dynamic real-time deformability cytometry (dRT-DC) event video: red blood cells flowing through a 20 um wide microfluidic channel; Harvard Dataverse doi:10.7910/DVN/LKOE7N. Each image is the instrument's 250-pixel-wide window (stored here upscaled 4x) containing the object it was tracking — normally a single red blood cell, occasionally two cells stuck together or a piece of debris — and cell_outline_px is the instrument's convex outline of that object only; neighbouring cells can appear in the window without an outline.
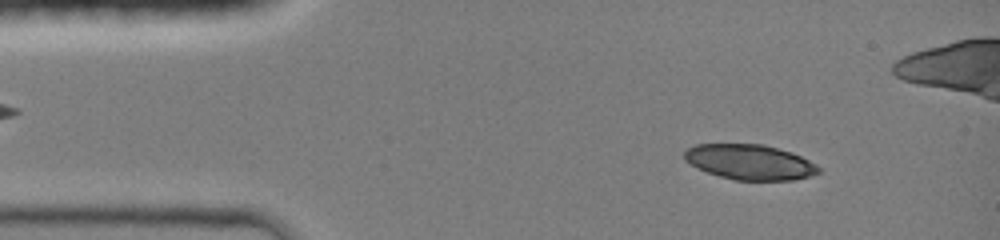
{"species": "common noctule bat (a hibernating species)", "species_latin": "Nyctalus noctula", "temperature_condition": "room temperature", "stored_images_in_passage": 51, "camera_frame_rate_fps": 3000, "um_per_image_px": 0.085, "animal": {"sex": "female", "body_mass_g": 19.0, "forearm_length_mm": 51.5}, "frame": {"image": 1, "passage_image": 9, "time_ms": 1.667, "image_size_px": [1000, 240], "cell_outline_px": [[820, 172], [808, 176], [792, 180], [736, 180], [720, 176], [708, 172], [684, 160], [684, 152], [688, 148], [696, 144], [764, 144], [792, 152], [816, 164], [820, 168]], "centroid_in_image_um": [63.74, 13.76], "position_along_channel_um": 21.3, "area_um2": 27.28}}